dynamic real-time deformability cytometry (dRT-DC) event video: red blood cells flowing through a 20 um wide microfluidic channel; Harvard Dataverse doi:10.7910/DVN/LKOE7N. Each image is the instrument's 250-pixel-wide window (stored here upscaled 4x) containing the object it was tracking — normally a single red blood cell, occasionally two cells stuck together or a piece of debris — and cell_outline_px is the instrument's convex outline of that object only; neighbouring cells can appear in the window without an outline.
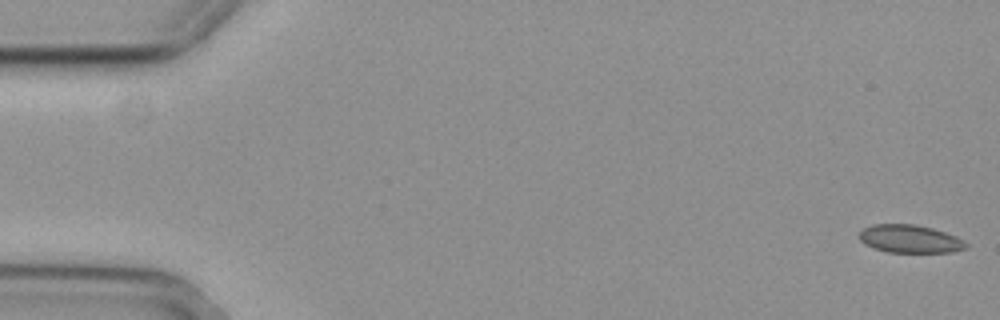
{"species": "common noctule bat (a hibernating species)", "species_latin": "Nyctalus noctula", "temperature_condition": "cold", "stored_images_in_passage": 9, "camera_frame_rate_fps": 3000, "um_per_image_px": 0.085, "animal": {"sex": "female", "body_mass_g": 29.2, "forearm_length_mm": 56.3}, "frame": {"image": 1, "passage_image": 1, "time_ms": 0.0, "image_size_px": [1000, 320], "cell_outline_px": [[968, 248], [952, 252], [888, 252], [872, 248], [864, 244], [860, 240], [860, 232], [864, 228], [872, 224], [912, 224], [932, 228], [956, 236], [964, 240], [968, 244]], "centroid_in_image_um": [77.35, 20.31], "position_along_channel_um": 7.6, "area_um2": 17.46}}